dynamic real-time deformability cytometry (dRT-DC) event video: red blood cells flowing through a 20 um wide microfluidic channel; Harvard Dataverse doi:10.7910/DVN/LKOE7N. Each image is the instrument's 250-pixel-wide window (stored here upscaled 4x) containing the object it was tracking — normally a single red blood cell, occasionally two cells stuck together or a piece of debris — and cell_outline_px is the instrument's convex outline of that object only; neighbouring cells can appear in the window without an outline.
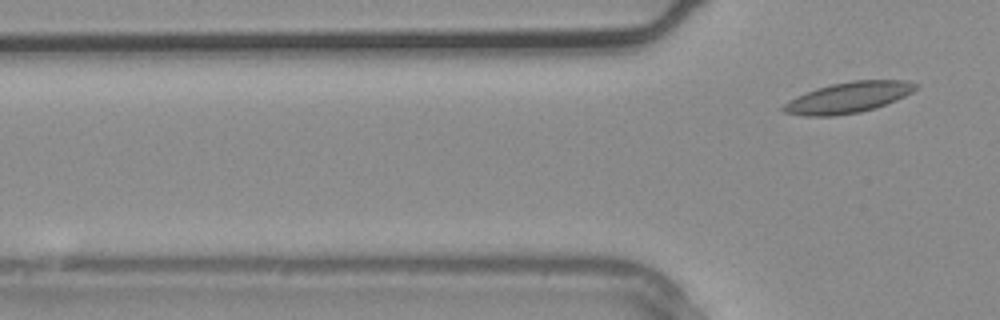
{"species": "common noctule bat (a hibernating species)", "species_latin": "Nyctalus noctula", "temperature_condition": "warm", "stored_images_in_passage": 2, "segment_of_instrument_passage": [2, 2], "camera_frame_rate_fps": 3000, "um_per_image_px": 0.085, "animal": {"sex": "male", "body_mass_g": 20.4}, "frame": {"image": 1, "passage_image": 2, "time_ms": 0.333, "image_size_px": [1000, 320], "cell_outline_px": [[920, 84], [912, 92], [896, 100], [876, 108], [860, 112], [832, 116], [804, 116], [780, 112], [780, 108], [788, 100], [796, 96], [816, 88], [832, 84], [852, 80], [908, 80]], "centroid_in_image_um": [72.08, 8.29], "position_along_channel_um": 53.7, "area_um2": 23.99}}